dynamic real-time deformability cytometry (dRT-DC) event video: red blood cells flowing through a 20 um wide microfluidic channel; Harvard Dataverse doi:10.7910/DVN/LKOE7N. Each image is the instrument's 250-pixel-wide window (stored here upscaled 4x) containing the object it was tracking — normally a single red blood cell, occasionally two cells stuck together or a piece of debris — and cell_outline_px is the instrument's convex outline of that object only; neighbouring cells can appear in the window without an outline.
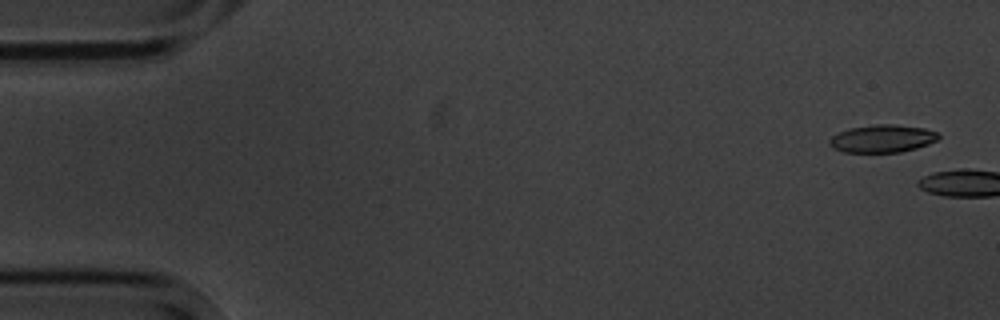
{"species": "common noctule bat (a hibernating species)", "species_latin": "Nyctalus noctula", "temperature_condition": "cold", "stored_images_in_passage": 2, "camera_frame_rate_fps": 3000, "um_per_image_px": 0.085, "animal": {"sex": "male", "body_mass_g": 20.1, "forearm_length_mm": 53.5}, "frame": {"image": 1, "passage_image": 1, "time_ms": 0.0, "image_size_px": [1000, 320], "cell_outline_px": [[940, 136], [936, 140], [928, 144], [916, 148], [900, 152], [844, 152], [832, 148], [828, 144], [828, 140], [832, 136], [848, 128], [876, 124], [896, 124], [924, 128], [936, 132]], "centroid_in_image_um": [74.97, 11.78], "position_along_channel_um": 10.0, "area_um2": 17.63}}